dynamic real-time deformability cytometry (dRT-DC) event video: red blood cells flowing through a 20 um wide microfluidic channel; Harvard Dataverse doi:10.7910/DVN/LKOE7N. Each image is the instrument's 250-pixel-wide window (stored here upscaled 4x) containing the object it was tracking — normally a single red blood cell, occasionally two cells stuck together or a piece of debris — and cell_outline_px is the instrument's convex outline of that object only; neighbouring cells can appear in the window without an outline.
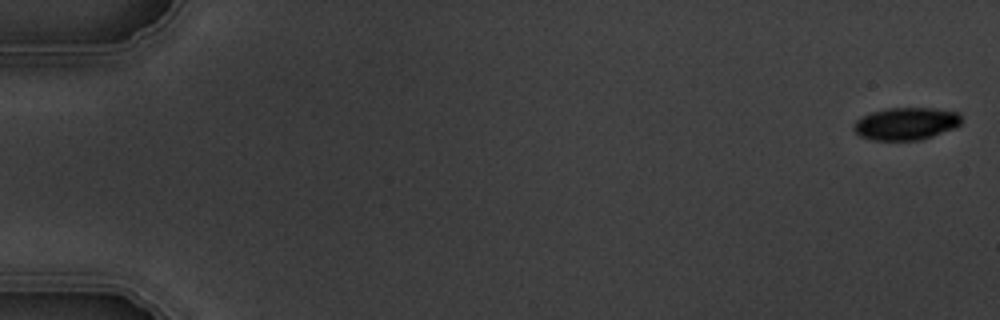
{"species": "common noctule bat (a hibernating species)", "species_latin": "Nyctalus noctula", "temperature_condition": "warm", "stored_images_in_passage": 9, "camera_frame_rate_fps": 3000, "um_per_image_px": 0.085, "animal": {"sex": "male", "body_mass_g": 19.5, "forearm_length_mm": 54.6}, "frame": {"image": 1, "passage_image": 1, "time_ms": 0.0, "image_size_px": [1000, 320], "cell_outline_px": [[960, 124], [952, 128], [932, 136], [920, 140], [872, 140], [860, 136], [852, 128], [852, 124], [856, 120], [872, 112], [888, 108], [936, 108], [960, 112]], "centroid_in_image_um": [76.99, 10.51], "position_along_channel_um": 8.0, "area_um2": 20.29}}
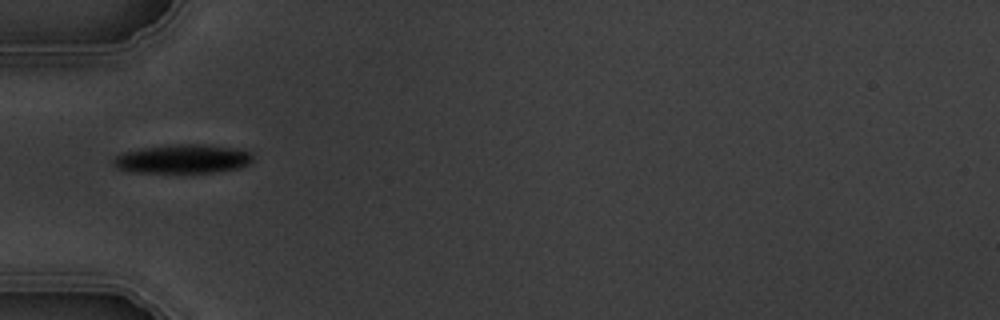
{"frame": {"image": 2, "passage_image": 6, "time_ms": 6.0, "image_size_px": [1000, 320], "cell_outline_px": [[252, 160], [248, 164], [240, 168], [212, 172], [132, 172], [116, 168], [112, 164], [112, 160], [116, 156], [124, 152], [140, 148], [176, 144], [204, 144], [240, 148], [252, 152]], "centroid_in_image_um": [15.55, 13.49], "position_along_channel_um": 69.5, "area_um2": 23.64}}
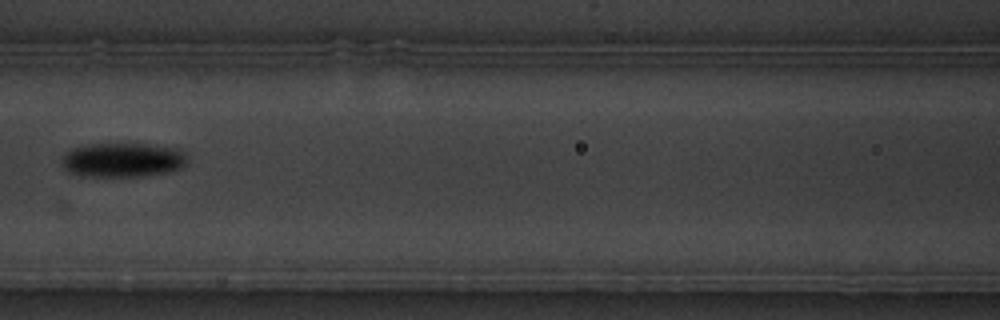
{"frame": {"image": 3, "passage_image": 8, "time_ms": 8.333, "image_size_px": [1000, 320], "cell_outline_px": [[188, 164], [172, 172], [144, 176], [80, 176], [68, 172], [60, 164], [64, 152], [72, 148], [88, 144], [144, 144], [180, 148], [184, 152], [188, 160]], "centroid_in_image_um": [10.44, 13.6], "position_along_channel_um": 156.2, "area_um2": 25.61}}